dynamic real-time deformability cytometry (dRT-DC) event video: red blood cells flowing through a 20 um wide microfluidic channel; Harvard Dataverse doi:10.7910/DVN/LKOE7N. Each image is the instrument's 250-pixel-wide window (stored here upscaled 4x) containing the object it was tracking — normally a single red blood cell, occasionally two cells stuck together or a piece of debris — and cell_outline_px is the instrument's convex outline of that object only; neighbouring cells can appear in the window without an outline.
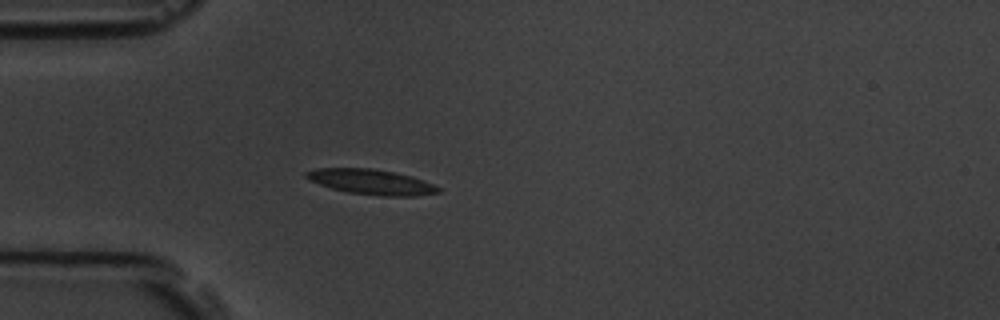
{"species": "common noctule bat (a hibernating species)", "species_latin": "Nyctalus noctula", "temperature_condition": "room temperature", "stored_images_in_passage": 5, "camera_frame_rate_fps": 3000, "um_per_image_px": 0.085, "animal": {"sex": "male", "body_mass_g": 19.5, "forearm_length_mm": 54.6}, "frame": {"image": 1, "passage_image": 5, "time_ms": 4.667, "image_size_px": [1000, 320], "cell_outline_px": [[440, 192], [416, 196], [380, 196], [348, 192], [332, 188], [308, 180], [304, 176], [304, 172], [316, 168], [372, 168], [396, 172], [412, 176], [432, 184], [440, 188]], "centroid_in_image_um": [31.54, 15.45], "position_along_channel_um": 53.5, "area_um2": 19.42}}